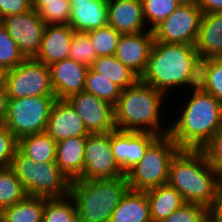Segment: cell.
Masks as SVG:
<instances>
[{"instance_id": "cell-22", "label": "cell", "mask_w": 222, "mask_h": 222, "mask_svg": "<svg viewBox=\"0 0 222 222\" xmlns=\"http://www.w3.org/2000/svg\"><path fill=\"white\" fill-rule=\"evenodd\" d=\"M195 49L199 54L222 58V12L202 15Z\"/></svg>"}, {"instance_id": "cell-33", "label": "cell", "mask_w": 222, "mask_h": 222, "mask_svg": "<svg viewBox=\"0 0 222 222\" xmlns=\"http://www.w3.org/2000/svg\"><path fill=\"white\" fill-rule=\"evenodd\" d=\"M143 16L146 24H150L148 30L153 31L165 18L170 16L180 5L176 0H141ZM148 20V22H147Z\"/></svg>"}, {"instance_id": "cell-1", "label": "cell", "mask_w": 222, "mask_h": 222, "mask_svg": "<svg viewBox=\"0 0 222 222\" xmlns=\"http://www.w3.org/2000/svg\"><path fill=\"white\" fill-rule=\"evenodd\" d=\"M169 128L180 149L200 150L222 128V103L209 93H193Z\"/></svg>"}, {"instance_id": "cell-16", "label": "cell", "mask_w": 222, "mask_h": 222, "mask_svg": "<svg viewBox=\"0 0 222 222\" xmlns=\"http://www.w3.org/2000/svg\"><path fill=\"white\" fill-rule=\"evenodd\" d=\"M48 67L56 99H67L84 91L88 66L66 58Z\"/></svg>"}, {"instance_id": "cell-20", "label": "cell", "mask_w": 222, "mask_h": 222, "mask_svg": "<svg viewBox=\"0 0 222 222\" xmlns=\"http://www.w3.org/2000/svg\"><path fill=\"white\" fill-rule=\"evenodd\" d=\"M108 0H84L71 6L69 25L75 32H89L108 25Z\"/></svg>"}, {"instance_id": "cell-30", "label": "cell", "mask_w": 222, "mask_h": 222, "mask_svg": "<svg viewBox=\"0 0 222 222\" xmlns=\"http://www.w3.org/2000/svg\"><path fill=\"white\" fill-rule=\"evenodd\" d=\"M27 196L22 183L11 167L0 169V211Z\"/></svg>"}, {"instance_id": "cell-48", "label": "cell", "mask_w": 222, "mask_h": 222, "mask_svg": "<svg viewBox=\"0 0 222 222\" xmlns=\"http://www.w3.org/2000/svg\"><path fill=\"white\" fill-rule=\"evenodd\" d=\"M28 1L32 5L36 0H28Z\"/></svg>"}, {"instance_id": "cell-14", "label": "cell", "mask_w": 222, "mask_h": 222, "mask_svg": "<svg viewBox=\"0 0 222 222\" xmlns=\"http://www.w3.org/2000/svg\"><path fill=\"white\" fill-rule=\"evenodd\" d=\"M159 136L152 132L111 131V147L114 158L124 174L143 158L147 148Z\"/></svg>"}, {"instance_id": "cell-47", "label": "cell", "mask_w": 222, "mask_h": 222, "mask_svg": "<svg viewBox=\"0 0 222 222\" xmlns=\"http://www.w3.org/2000/svg\"><path fill=\"white\" fill-rule=\"evenodd\" d=\"M70 4V6H73L75 3L77 2H81V1H84V0H67Z\"/></svg>"}, {"instance_id": "cell-35", "label": "cell", "mask_w": 222, "mask_h": 222, "mask_svg": "<svg viewBox=\"0 0 222 222\" xmlns=\"http://www.w3.org/2000/svg\"><path fill=\"white\" fill-rule=\"evenodd\" d=\"M69 58L88 67L93 65L98 57L87 33H74L71 39Z\"/></svg>"}, {"instance_id": "cell-21", "label": "cell", "mask_w": 222, "mask_h": 222, "mask_svg": "<svg viewBox=\"0 0 222 222\" xmlns=\"http://www.w3.org/2000/svg\"><path fill=\"white\" fill-rule=\"evenodd\" d=\"M85 143L86 136L56 142V164L70 182L83 173Z\"/></svg>"}, {"instance_id": "cell-29", "label": "cell", "mask_w": 222, "mask_h": 222, "mask_svg": "<svg viewBox=\"0 0 222 222\" xmlns=\"http://www.w3.org/2000/svg\"><path fill=\"white\" fill-rule=\"evenodd\" d=\"M84 91L92 93L100 99L107 101L112 106H115L121 95L122 89L89 67L86 74Z\"/></svg>"}, {"instance_id": "cell-7", "label": "cell", "mask_w": 222, "mask_h": 222, "mask_svg": "<svg viewBox=\"0 0 222 222\" xmlns=\"http://www.w3.org/2000/svg\"><path fill=\"white\" fill-rule=\"evenodd\" d=\"M181 149L169 135L159 136L126 174L129 189L146 191L168 183L170 164Z\"/></svg>"}, {"instance_id": "cell-28", "label": "cell", "mask_w": 222, "mask_h": 222, "mask_svg": "<svg viewBox=\"0 0 222 222\" xmlns=\"http://www.w3.org/2000/svg\"><path fill=\"white\" fill-rule=\"evenodd\" d=\"M32 8L46 25L69 24L71 6L67 0H36Z\"/></svg>"}, {"instance_id": "cell-41", "label": "cell", "mask_w": 222, "mask_h": 222, "mask_svg": "<svg viewBox=\"0 0 222 222\" xmlns=\"http://www.w3.org/2000/svg\"><path fill=\"white\" fill-rule=\"evenodd\" d=\"M32 9L28 0H0V19Z\"/></svg>"}, {"instance_id": "cell-11", "label": "cell", "mask_w": 222, "mask_h": 222, "mask_svg": "<svg viewBox=\"0 0 222 222\" xmlns=\"http://www.w3.org/2000/svg\"><path fill=\"white\" fill-rule=\"evenodd\" d=\"M202 15L198 5H180L152 31L154 41L195 46Z\"/></svg>"}, {"instance_id": "cell-17", "label": "cell", "mask_w": 222, "mask_h": 222, "mask_svg": "<svg viewBox=\"0 0 222 222\" xmlns=\"http://www.w3.org/2000/svg\"><path fill=\"white\" fill-rule=\"evenodd\" d=\"M46 132L56 142L90 134L81 117L66 99H56L54 102L50 111Z\"/></svg>"}, {"instance_id": "cell-3", "label": "cell", "mask_w": 222, "mask_h": 222, "mask_svg": "<svg viewBox=\"0 0 222 222\" xmlns=\"http://www.w3.org/2000/svg\"><path fill=\"white\" fill-rule=\"evenodd\" d=\"M219 177L200 150L181 149L172 159L168 184L186 203L212 204Z\"/></svg>"}, {"instance_id": "cell-2", "label": "cell", "mask_w": 222, "mask_h": 222, "mask_svg": "<svg viewBox=\"0 0 222 222\" xmlns=\"http://www.w3.org/2000/svg\"><path fill=\"white\" fill-rule=\"evenodd\" d=\"M165 95L140 79L123 89L114 106L115 128L122 131L152 132L158 136L168 135L169 127H159L161 101Z\"/></svg>"}, {"instance_id": "cell-45", "label": "cell", "mask_w": 222, "mask_h": 222, "mask_svg": "<svg viewBox=\"0 0 222 222\" xmlns=\"http://www.w3.org/2000/svg\"><path fill=\"white\" fill-rule=\"evenodd\" d=\"M179 5H197V0H176Z\"/></svg>"}, {"instance_id": "cell-18", "label": "cell", "mask_w": 222, "mask_h": 222, "mask_svg": "<svg viewBox=\"0 0 222 222\" xmlns=\"http://www.w3.org/2000/svg\"><path fill=\"white\" fill-rule=\"evenodd\" d=\"M108 26L121 34L145 32L141 0H108Z\"/></svg>"}, {"instance_id": "cell-37", "label": "cell", "mask_w": 222, "mask_h": 222, "mask_svg": "<svg viewBox=\"0 0 222 222\" xmlns=\"http://www.w3.org/2000/svg\"><path fill=\"white\" fill-rule=\"evenodd\" d=\"M161 222H208V208L199 203H185Z\"/></svg>"}, {"instance_id": "cell-40", "label": "cell", "mask_w": 222, "mask_h": 222, "mask_svg": "<svg viewBox=\"0 0 222 222\" xmlns=\"http://www.w3.org/2000/svg\"><path fill=\"white\" fill-rule=\"evenodd\" d=\"M207 93L222 103V58H214L210 65Z\"/></svg>"}, {"instance_id": "cell-19", "label": "cell", "mask_w": 222, "mask_h": 222, "mask_svg": "<svg viewBox=\"0 0 222 222\" xmlns=\"http://www.w3.org/2000/svg\"><path fill=\"white\" fill-rule=\"evenodd\" d=\"M75 31L69 24L46 25L41 47L35 60L50 66L69 58L71 39Z\"/></svg>"}, {"instance_id": "cell-13", "label": "cell", "mask_w": 222, "mask_h": 222, "mask_svg": "<svg viewBox=\"0 0 222 222\" xmlns=\"http://www.w3.org/2000/svg\"><path fill=\"white\" fill-rule=\"evenodd\" d=\"M81 117L90 134L110 133L115 130L114 106L99 97L81 91L66 99Z\"/></svg>"}, {"instance_id": "cell-34", "label": "cell", "mask_w": 222, "mask_h": 222, "mask_svg": "<svg viewBox=\"0 0 222 222\" xmlns=\"http://www.w3.org/2000/svg\"><path fill=\"white\" fill-rule=\"evenodd\" d=\"M213 59L212 56L202 54L195 57L185 83L193 93H207L209 68Z\"/></svg>"}, {"instance_id": "cell-36", "label": "cell", "mask_w": 222, "mask_h": 222, "mask_svg": "<svg viewBox=\"0 0 222 222\" xmlns=\"http://www.w3.org/2000/svg\"><path fill=\"white\" fill-rule=\"evenodd\" d=\"M25 60L16 42L9 36L0 22V67L6 71Z\"/></svg>"}, {"instance_id": "cell-5", "label": "cell", "mask_w": 222, "mask_h": 222, "mask_svg": "<svg viewBox=\"0 0 222 222\" xmlns=\"http://www.w3.org/2000/svg\"><path fill=\"white\" fill-rule=\"evenodd\" d=\"M199 53L195 46L154 41L140 80L162 91L185 86L190 68Z\"/></svg>"}, {"instance_id": "cell-24", "label": "cell", "mask_w": 222, "mask_h": 222, "mask_svg": "<svg viewBox=\"0 0 222 222\" xmlns=\"http://www.w3.org/2000/svg\"><path fill=\"white\" fill-rule=\"evenodd\" d=\"M110 222H152L145 191L129 189L113 211Z\"/></svg>"}, {"instance_id": "cell-46", "label": "cell", "mask_w": 222, "mask_h": 222, "mask_svg": "<svg viewBox=\"0 0 222 222\" xmlns=\"http://www.w3.org/2000/svg\"><path fill=\"white\" fill-rule=\"evenodd\" d=\"M4 74L5 71L0 67V87L4 86Z\"/></svg>"}, {"instance_id": "cell-44", "label": "cell", "mask_w": 222, "mask_h": 222, "mask_svg": "<svg viewBox=\"0 0 222 222\" xmlns=\"http://www.w3.org/2000/svg\"><path fill=\"white\" fill-rule=\"evenodd\" d=\"M8 101L9 96L4 86H2L0 87V126L4 124L8 114Z\"/></svg>"}, {"instance_id": "cell-42", "label": "cell", "mask_w": 222, "mask_h": 222, "mask_svg": "<svg viewBox=\"0 0 222 222\" xmlns=\"http://www.w3.org/2000/svg\"><path fill=\"white\" fill-rule=\"evenodd\" d=\"M208 222H222V180H219L212 204L208 207Z\"/></svg>"}, {"instance_id": "cell-8", "label": "cell", "mask_w": 222, "mask_h": 222, "mask_svg": "<svg viewBox=\"0 0 222 222\" xmlns=\"http://www.w3.org/2000/svg\"><path fill=\"white\" fill-rule=\"evenodd\" d=\"M55 96H31L9 99L8 114L3 124L17 139L45 132Z\"/></svg>"}, {"instance_id": "cell-9", "label": "cell", "mask_w": 222, "mask_h": 222, "mask_svg": "<svg viewBox=\"0 0 222 222\" xmlns=\"http://www.w3.org/2000/svg\"><path fill=\"white\" fill-rule=\"evenodd\" d=\"M4 88L9 99L55 96L49 67L35 59H25L18 66L6 70Z\"/></svg>"}, {"instance_id": "cell-15", "label": "cell", "mask_w": 222, "mask_h": 222, "mask_svg": "<svg viewBox=\"0 0 222 222\" xmlns=\"http://www.w3.org/2000/svg\"><path fill=\"white\" fill-rule=\"evenodd\" d=\"M154 43L153 32L122 34L114 56L139 78L144 74Z\"/></svg>"}, {"instance_id": "cell-31", "label": "cell", "mask_w": 222, "mask_h": 222, "mask_svg": "<svg viewBox=\"0 0 222 222\" xmlns=\"http://www.w3.org/2000/svg\"><path fill=\"white\" fill-rule=\"evenodd\" d=\"M42 222H78L73 198H45Z\"/></svg>"}, {"instance_id": "cell-38", "label": "cell", "mask_w": 222, "mask_h": 222, "mask_svg": "<svg viewBox=\"0 0 222 222\" xmlns=\"http://www.w3.org/2000/svg\"><path fill=\"white\" fill-rule=\"evenodd\" d=\"M200 151L222 180V128L202 146Z\"/></svg>"}, {"instance_id": "cell-12", "label": "cell", "mask_w": 222, "mask_h": 222, "mask_svg": "<svg viewBox=\"0 0 222 222\" xmlns=\"http://www.w3.org/2000/svg\"><path fill=\"white\" fill-rule=\"evenodd\" d=\"M9 36L16 42L25 59H35L41 47L46 24L33 8L24 13L0 19Z\"/></svg>"}, {"instance_id": "cell-27", "label": "cell", "mask_w": 222, "mask_h": 222, "mask_svg": "<svg viewBox=\"0 0 222 222\" xmlns=\"http://www.w3.org/2000/svg\"><path fill=\"white\" fill-rule=\"evenodd\" d=\"M91 68L115 83L122 90L134 85L140 78L115 56L98 57Z\"/></svg>"}, {"instance_id": "cell-4", "label": "cell", "mask_w": 222, "mask_h": 222, "mask_svg": "<svg viewBox=\"0 0 222 222\" xmlns=\"http://www.w3.org/2000/svg\"><path fill=\"white\" fill-rule=\"evenodd\" d=\"M128 190L126 176L71 181L69 195L74 200L78 222H110Z\"/></svg>"}, {"instance_id": "cell-43", "label": "cell", "mask_w": 222, "mask_h": 222, "mask_svg": "<svg viewBox=\"0 0 222 222\" xmlns=\"http://www.w3.org/2000/svg\"><path fill=\"white\" fill-rule=\"evenodd\" d=\"M203 14L222 12V0H197Z\"/></svg>"}, {"instance_id": "cell-32", "label": "cell", "mask_w": 222, "mask_h": 222, "mask_svg": "<svg viewBox=\"0 0 222 222\" xmlns=\"http://www.w3.org/2000/svg\"><path fill=\"white\" fill-rule=\"evenodd\" d=\"M86 33L90 38L97 57L114 56L122 35L121 33L108 25Z\"/></svg>"}, {"instance_id": "cell-39", "label": "cell", "mask_w": 222, "mask_h": 222, "mask_svg": "<svg viewBox=\"0 0 222 222\" xmlns=\"http://www.w3.org/2000/svg\"><path fill=\"white\" fill-rule=\"evenodd\" d=\"M18 148V139L3 125L0 126V169L11 166Z\"/></svg>"}, {"instance_id": "cell-10", "label": "cell", "mask_w": 222, "mask_h": 222, "mask_svg": "<svg viewBox=\"0 0 222 222\" xmlns=\"http://www.w3.org/2000/svg\"><path fill=\"white\" fill-rule=\"evenodd\" d=\"M124 176L112 152L111 132L86 136L83 173L78 179H112Z\"/></svg>"}, {"instance_id": "cell-6", "label": "cell", "mask_w": 222, "mask_h": 222, "mask_svg": "<svg viewBox=\"0 0 222 222\" xmlns=\"http://www.w3.org/2000/svg\"><path fill=\"white\" fill-rule=\"evenodd\" d=\"M10 167L22 183L27 196L52 199L69 195L70 181L56 162H34L17 148Z\"/></svg>"}, {"instance_id": "cell-25", "label": "cell", "mask_w": 222, "mask_h": 222, "mask_svg": "<svg viewBox=\"0 0 222 222\" xmlns=\"http://www.w3.org/2000/svg\"><path fill=\"white\" fill-rule=\"evenodd\" d=\"M18 149L34 162H56V141L46 131L19 138Z\"/></svg>"}, {"instance_id": "cell-26", "label": "cell", "mask_w": 222, "mask_h": 222, "mask_svg": "<svg viewBox=\"0 0 222 222\" xmlns=\"http://www.w3.org/2000/svg\"><path fill=\"white\" fill-rule=\"evenodd\" d=\"M45 198L26 196L1 211V222H42Z\"/></svg>"}, {"instance_id": "cell-23", "label": "cell", "mask_w": 222, "mask_h": 222, "mask_svg": "<svg viewBox=\"0 0 222 222\" xmlns=\"http://www.w3.org/2000/svg\"><path fill=\"white\" fill-rule=\"evenodd\" d=\"M152 222H161L186 202L182 195L168 183L145 191Z\"/></svg>"}]
</instances>
